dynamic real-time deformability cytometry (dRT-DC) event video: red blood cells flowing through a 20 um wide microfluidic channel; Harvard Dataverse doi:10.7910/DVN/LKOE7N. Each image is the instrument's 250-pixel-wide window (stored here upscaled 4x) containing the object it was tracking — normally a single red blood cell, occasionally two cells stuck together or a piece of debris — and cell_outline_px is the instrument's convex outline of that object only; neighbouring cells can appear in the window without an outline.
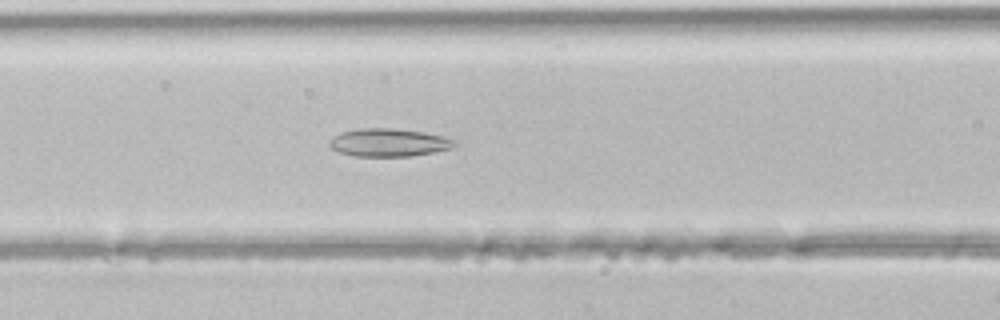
{"species": "common noctule bat (a hibernating species)", "species_latin": "Nyctalus noctula", "temperature_condition": "room temperature", "stored_images_in_passage": 35, "camera_frame_rate_fps": 3000, "um_per_image_px": 0.085, "animal": {"sex": "male", "body_mass_g": 21.5, "forearm_length_mm": 52.0}, "frame": {"image": 1, "passage_image": 7, "time_ms": 2.0, "image_size_px": [1000, 320], "cell_outline_px": [[456, 144], [452, 148], [412, 156], [356, 156], [340, 152], [332, 148], [328, 144], [340, 132], [360, 128], [392, 128], [420, 132], [440, 136], [456, 140]], "centroid_in_image_um": [33.04, 12.12], "position_along_channel_um": 133.6, "area_um2": 20.0}}
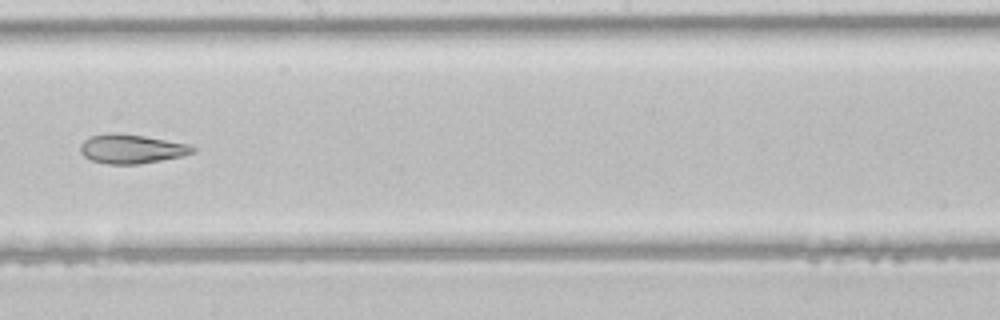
{"frame": {"image": 2, "passage_image": 14, "time_ms": 4.333, "image_size_px": [1000, 320], "cell_outline_px": [[196, 152], [184, 156], [136, 164], [108, 164], [92, 160], [84, 156], [80, 152], [80, 144], [88, 136], [108, 132], [144, 136], [188, 144], [196, 148]], "centroid_in_image_um": [11.16, 12.65], "position_along_channel_um": 237.0, "area_um2": 19.07}}
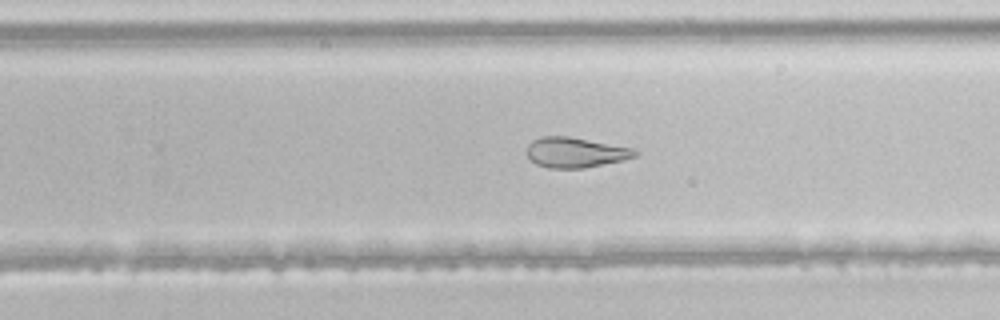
{"frame": {"image": 3, "passage_image": 17, "time_ms": 5.333, "image_size_px": [1000, 320], "cell_outline_px": [[640, 152], [636, 156], [624, 160], [584, 168], [548, 168], [536, 164], [524, 152], [528, 144], [532, 140], [540, 136], [568, 136], [636, 148]], "centroid_in_image_um": [48.92, 12.95], "position_along_channel_um": 280.9, "area_um2": 19.36}}